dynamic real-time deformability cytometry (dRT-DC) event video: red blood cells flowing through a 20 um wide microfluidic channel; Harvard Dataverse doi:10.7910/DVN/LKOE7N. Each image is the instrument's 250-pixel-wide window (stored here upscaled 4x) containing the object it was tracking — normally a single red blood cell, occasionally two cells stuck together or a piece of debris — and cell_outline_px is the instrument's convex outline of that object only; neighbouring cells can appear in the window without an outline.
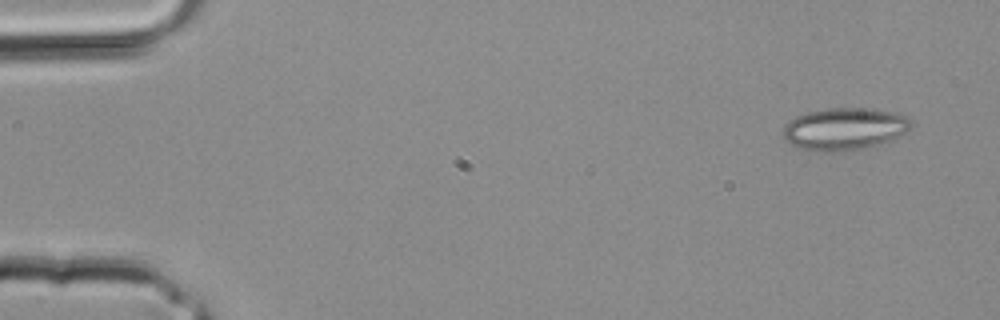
{"species": "common noctule bat (a hibernating species)", "species_latin": "Nyctalus noctula", "temperature_condition": "room temperature", "stored_images_in_passage": 3, "camera_frame_rate_fps": 3000, "um_per_image_px": 0.085, "animal": {"sex": "male", "body_mass_g": 20.4}, "frame": {"image": 1, "passage_image": 1, "time_ms": 0.0, "image_size_px": [1000, 320], "cell_outline_px": [[912, 128], [888, 144], [868, 148], [840, 152], [812, 152], [800, 148], [784, 140], [784, 124], [796, 116], [808, 112], [828, 108], [876, 108], [892, 112], [904, 116], [912, 124]], "centroid_in_image_um": [71.81, 10.99], "position_along_channel_um": 13.2, "area_um2": 32.25}}